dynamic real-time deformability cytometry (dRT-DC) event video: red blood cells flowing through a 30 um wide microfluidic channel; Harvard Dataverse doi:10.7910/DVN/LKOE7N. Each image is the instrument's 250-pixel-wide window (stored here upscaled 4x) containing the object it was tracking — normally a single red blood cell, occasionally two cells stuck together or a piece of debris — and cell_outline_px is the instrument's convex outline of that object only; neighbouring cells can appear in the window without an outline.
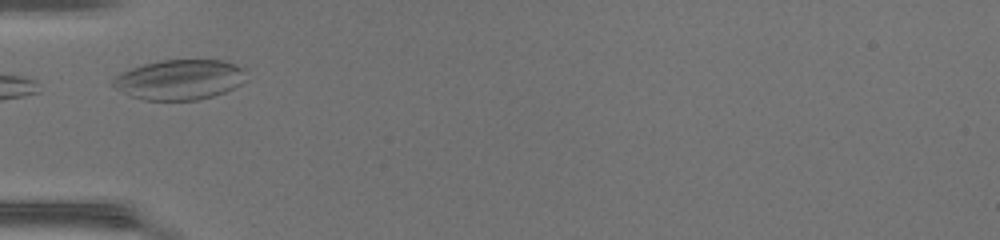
{"species": "common noctule bat (a hibernating species)", "species_latin": "Nyctalus noctula", "temperature_condition": "warm", "stored_images_in_passage": 14, "camera_frame_rate_fps": 3000, "um_per_image_px": 0.085, "animal": {"sex": "female", "body_mass_g": 17.0, "forearm_length_mm": 48.0}, "frame": {"image": 1, "passage_image": 1, "time_ms": 0.0, "image_size_px": [1000, 240], "cell_outline_px": [[248, 80], [224, 92], [212, 96], [196, 100], [144, 100], [132, 96], [116, 88], [112, 84], [112, 80], [120, 72], [144, 64], [160, 60], [224, 60], [244, 68]], "centroid_in_image_um": [15.29, 6.76], "position_along_channel_um": 69.7, "area_um2": 31.1}}
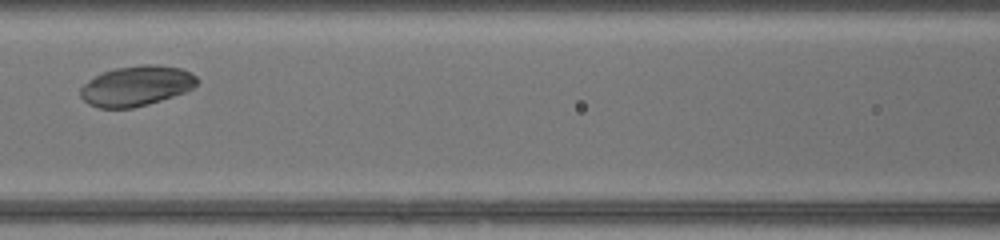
{"frame": {"image": 2, "passage_image": 7, "time_ms": 2.0, "image_size_px": [1000, 240], "cell_outline_px": [[200, 80], [192, 88], [184, 92], [148, 104], [132, 108], [100, 108], [88, 104], [80, 96], [80, 88], [88, 80], [104, 72], [116, 68], [140, 64], [156, 64], [180, 68], [196, 76]], "centroid_in_image_um": [11.58, 7.3], "position_along_channel_um": 155.0, "area_um2": 27.17}}